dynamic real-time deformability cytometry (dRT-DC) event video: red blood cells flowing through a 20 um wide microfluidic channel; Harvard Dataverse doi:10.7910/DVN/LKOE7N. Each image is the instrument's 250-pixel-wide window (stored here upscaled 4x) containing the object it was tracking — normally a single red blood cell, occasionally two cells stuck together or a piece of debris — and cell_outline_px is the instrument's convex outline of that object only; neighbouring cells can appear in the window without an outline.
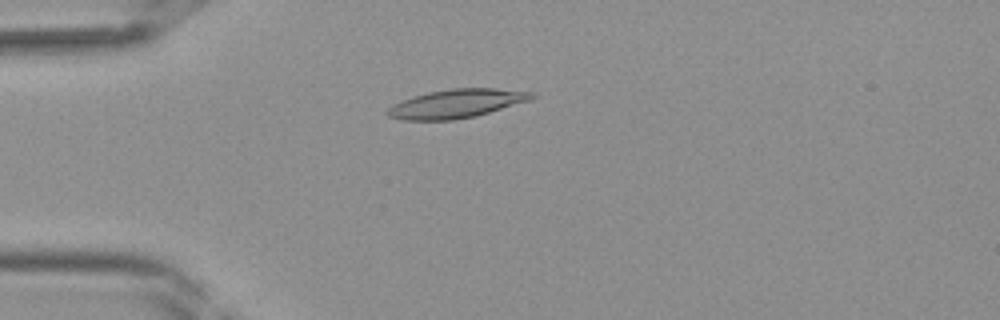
{"species": "Egyptian fruit bat (a non-hibernating species)", "species_latin": "Rousettus aegyptiacus", "temperature_condition": "room temperature", "stored_images_in_passage": 41, "camera_frame_rate_fps": 3000, "um_per_image_px": 0.085, "frame": {"image": 1, "passage_image": 11, "time_ms": 3.333, "image_size_px": [1000, 320], "cell_outline_px": [[540, 96], [528, 100], [476, 116], [452, 120], [404, 120], [388, 116], [384, 112], [392, 104], [412, 96], [428, 92], [452, 88], [496, 88], [536, 92]], "centroid_in_image_um": [38.8, 8.8], "position_along_channel_um": 46.2, "area_um2": 24.22}}
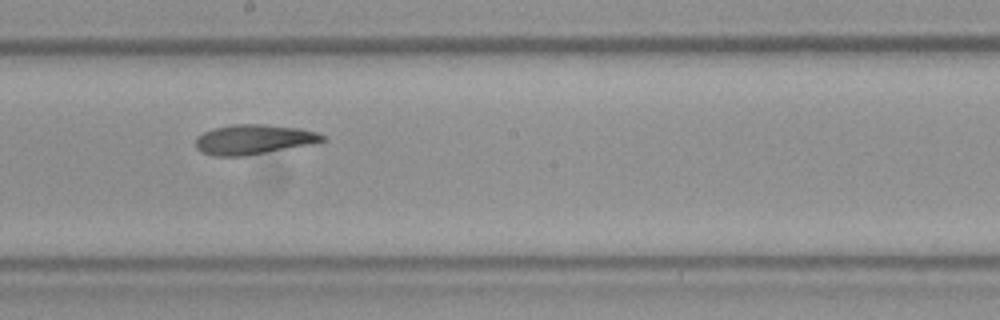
{"frame": {"image": 2, "passage_image": 23, "time_ms": 7.333, "image_size_px": [1000, 320], "cell_outline_px": [[328, 140], [308, 144], [244, 156], [216, 156], [200, 152], [196, 148], [196, 136], [204, 132], [216, 128], [236, 124], [268, 124], [300, 128], [316, 132], [324, 136]], "centroid_in_image_um": [21.53, 11.84], "position_along_channel_um": 226.7, "area_um2": 21.79}}
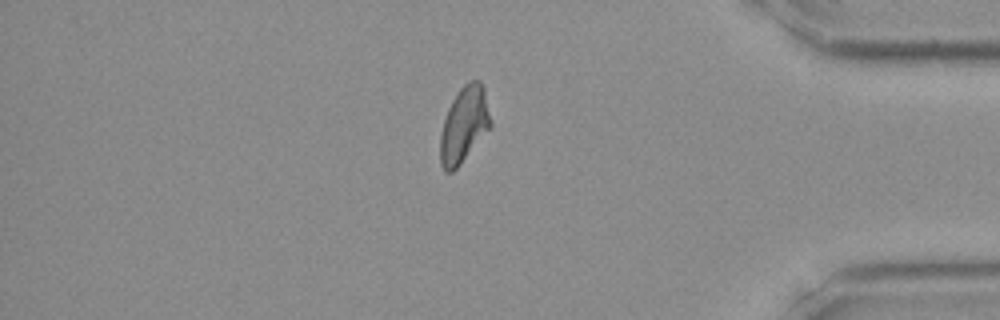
{"frame": {"image": 3, "passage_image": 35, "time_ms": 11.333, "image_size_px": [1000, 320], "cell_outline_px": [[492, 124], [460, 164], [452, 172], [444, 172], [440, 164], [440, 136], [444, 120], [448, 108], [452, 100], [460, 88], [464, 84], [472, 80], [480, 80], [484, 88], [492, 120]], "centroid_in_image_um": [39.44, 10.59], "position_along_channel_um": 395.8, "area_um2": 22.08}}